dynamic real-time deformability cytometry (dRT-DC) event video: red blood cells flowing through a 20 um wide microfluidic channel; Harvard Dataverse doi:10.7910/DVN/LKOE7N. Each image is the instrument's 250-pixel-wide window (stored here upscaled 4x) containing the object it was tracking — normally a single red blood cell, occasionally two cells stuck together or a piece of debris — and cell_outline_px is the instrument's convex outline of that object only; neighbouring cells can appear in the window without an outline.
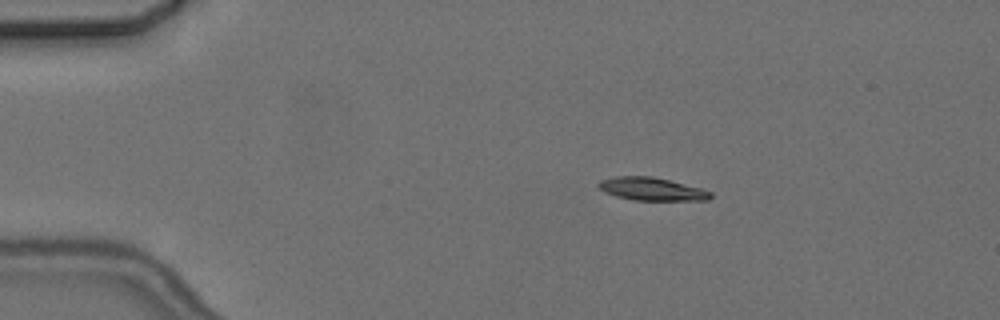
{"species": "common noctule bat (a hibernating species)", "species_latin": "Nyctalus noctula", "temperature_condition": "cold", "stored_images_in_passage": 5, "camera_frame_rate_fps": 3000, "um_per_image_px": 0.085, "animal": {"sex": "female", "body_mass_g": 24.6, "forearm_length_mm": 56.2}, "frame": {"image": 1, "passage_image": 4, "time_ms": 3.333, "image_size_px": [1000, 320], "cell_outline_px": [[712, 196], [708, 200], [632, 200], [616, 196], [604, 192], [596, 184], [600, 180], [616, 176], [652, 176], [700, 188], [712, 192]], "centroid_in_image_um": [55.36, 16.07], "position_along_channel_um": 29.6, "area_um2": 14.91}}